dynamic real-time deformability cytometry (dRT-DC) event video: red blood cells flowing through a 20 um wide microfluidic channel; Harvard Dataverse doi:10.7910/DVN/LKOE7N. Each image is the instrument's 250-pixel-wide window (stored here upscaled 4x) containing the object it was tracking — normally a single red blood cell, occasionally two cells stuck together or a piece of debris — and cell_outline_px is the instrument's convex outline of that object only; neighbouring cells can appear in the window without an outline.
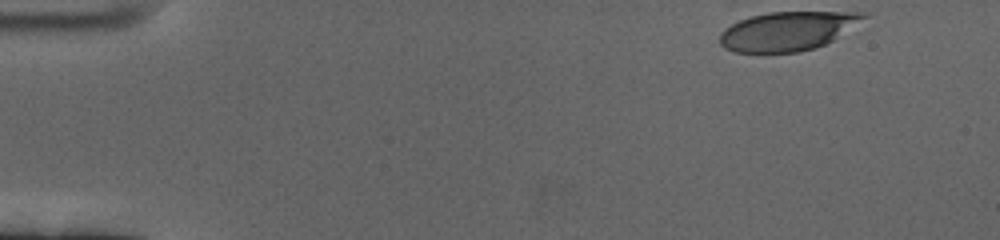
{"species": "human", "species_latin": "Homo sapiens", "temperature_condition": "cold", "stored_images_in_passage": 56, "camera_frame_rate_fps": 3000, "um_per_image_px": 0.085, "donor": {"sex": "female"}, "frame": {"image": 1, "passage_image": 1, "time_ms": 0.0, "image_size_px": [1000, 240], "cell_outline_px": [[868, 20], [832, 40], [816, 48], [800, 52], [736, 52], [724, 48], [720, 44], [720, 32], [724, 28], [748, 16], [768, 12], [868, 12]], "centroid_in_image_um": [67.0, 2.63], "position_along_channel_um": 18.0, "area_um2": 33.0}}
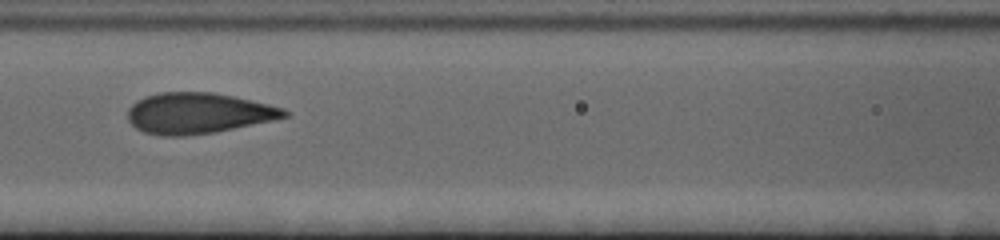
{"frame": {"image": 2, "passage_image": 23, "time_ms": 7.333, "image_size_px": [1000, 240], "cell_outline_px": [[292, 112], [288, 116], [272, 120], [212, 132], [184, 136], [160, 136], [144, 132], [136, 128], [128, 120], [128, 108], [136, 100], [160, 92], [212, 92], [236, 96], [284, 108]], "centroid_in_image_um": [16.84, 9.61], "position_along_channel_um": 149.8, "area_um2": 37.17}}
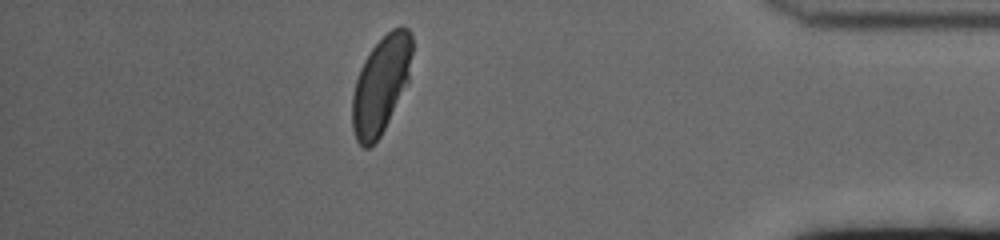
{"frame": {"image": 3, "passage_image": 49, "time_ms": 16.0, "image_size_px": [1000, 240], "cell_outline_px": [[412, 52], [408, 84], [380, 136], [368, 148], [364, 148], [356, 140], [352, 128], [352, 96], [356, 80], [360, 68], [364, 60], [372, 48], [392, 28], [400, 24], [408, 28], [412, 36]], "centroid_in_image_um": [32.39, 7.19], "position_along_channel_um": 402.8, "area_um2": 33.93}, "authors_computed_cell_mechanics": {"area_um2": 36.2984, "velocity_mm_per_s": 3.3398, "shape_relaxation_time_tau1_ms": 3.3776, "shape_relaxation_time_tau2_ms": null, "deformation_change_tau1": 0.1585, "deformation_change_tau2": null}}